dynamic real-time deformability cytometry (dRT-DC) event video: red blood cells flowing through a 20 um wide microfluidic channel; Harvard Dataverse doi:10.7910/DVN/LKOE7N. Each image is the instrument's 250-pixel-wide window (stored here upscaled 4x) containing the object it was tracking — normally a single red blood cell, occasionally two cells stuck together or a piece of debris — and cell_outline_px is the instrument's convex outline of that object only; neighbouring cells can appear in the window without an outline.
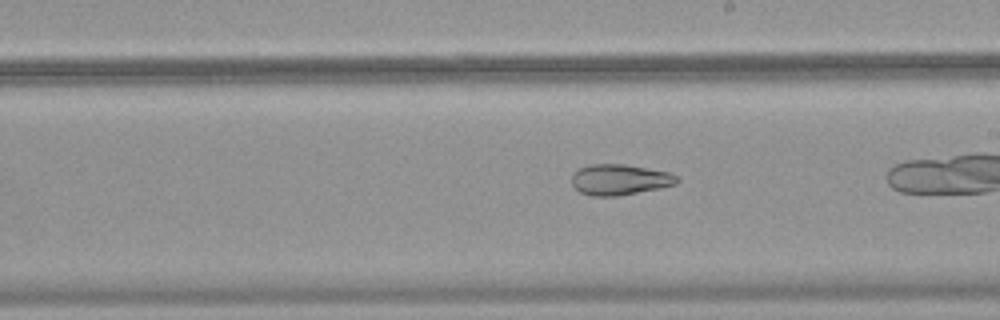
{"species": "common noctule bat (a hibernating species)", "species_latin": "Nyctalus noctula", "temperature_condition": "warm", "stored_images_in_passage": 39, "camera_frame_rate_fps": 3000, "um_per_image_px": 0.085, "animal": {"sex": "female", "body_mass_g": 18.4}, "frame": {"image": 1, "passage_image": 28, "time_ms": 9.0, "image_size_px": [1000, 320], "cell_outline_px": [[680, 180], [676, 184], [660, 188], [616, 196], [592, 196], [580, 192], [572, 184], [572, 172], [580, 168], [592, 164], [624, 164], [648, 168], [668, 172], [680, 176]], "centroid_in_image_um": [52.69, 15.26], "position_along_channel_um": 236.3, "area_um2": 18.9}}